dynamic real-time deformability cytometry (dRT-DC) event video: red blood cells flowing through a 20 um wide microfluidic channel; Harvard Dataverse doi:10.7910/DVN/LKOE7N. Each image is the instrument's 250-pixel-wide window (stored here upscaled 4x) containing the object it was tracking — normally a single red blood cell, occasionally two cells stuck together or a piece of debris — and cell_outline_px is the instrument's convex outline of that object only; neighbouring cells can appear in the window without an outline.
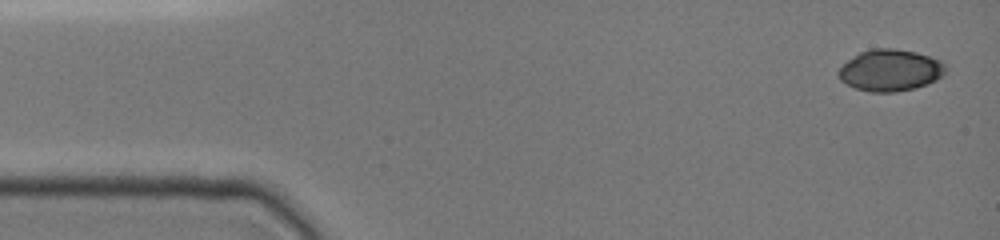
{"species": "common noctule bat (a hibernating species)", "species_latin": "Nyctalus noctula", "temperature_condition": "cold", "stored_images_in_passage": 10, "camera_frame_rate_fps": 3000, "um_per_image_px": 0.085, "animal": {"sex": "female", "body_mass_g": 19.0, "forearm_length_mm": 51.5}, "frame": {"image": 1, "passage_image": 1, "time_ms": 0.0, "image_size_px": [1000, 240], "cell_outline_px": [[948, 68], [944, 76], [928, 84], [916, 88], [896, 92], [868, 92], [856, 88], [840, 80], [836, 76], [836, 72], [848, 60], [860, 52], [872, 48], [896, 48], [916, 52], [940, 60]], "centroid_in_image_um": [75.69, 5.98], "position_along_channel_um": 9.3, "area_um2": 26.3}}
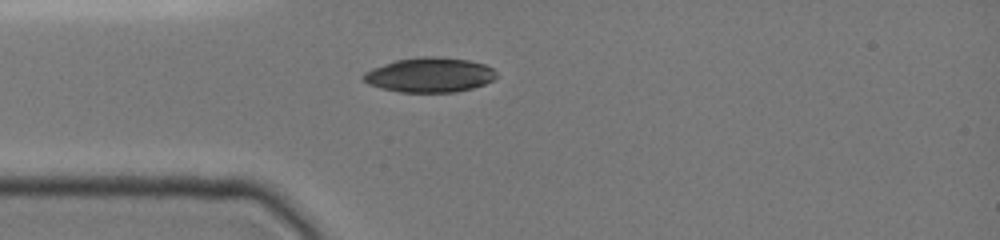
{"frame": {"image": 2, "passage_image": 9, "time_ms": 3.667, "image_size_px": [1000, 240], "cell_outline_px": [[500, 76], [484, 84], [472, 88], [456, 92], [400, 92], [380, 88], [368, 84], [360, 76], [364, 72], [372, 68], [396, 60], [420, 56], [432, 56], [468, 60], [484, 64], [492, 68]], "centroid_in_image_um": [36.51, 6.37], "position_along_channel_um": 48.5, "area_um2": 26.99}}